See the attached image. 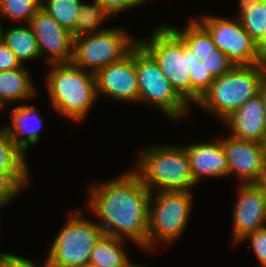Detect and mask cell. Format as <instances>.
<instances>
[{"label":"cell","mask_w":266,"mask_h":267,"mask_svg":"<svg viewBox=\"0 0 266 267\" xmlns=\"http://www.w3.org/2000/svg\"><path fill=\"white\" fill-rule=\"evenodd\" d=\"M123 239L103 235L91 251L89 264L96 267H127L132 261L123 249Z\"/></svg>","instance_id":"cell-21"},{"label":"cell","mask_w":266,"mask_h":267,"mask_svg":"<svg viewBox=\"0 0 266 267\" xmlns=\"http://www.w3.org/2000/svg\"><path fill=\"white\" fill-rule=\"evenodd\" d=\"M87 206L104 235L131 240L148 250V204L151 191L131 168L104 183L90 186ZM126 237V238H125ZM125 238V239H124Z\"/></svg>","instance_id":"cell-1"},{"label":"cell","mask_w":266,"mask_h":267,"mask_svg":"<svg viewBox=\"0 0 266 267\" xmlns=\"http://www.w3.org/2000/svg\"><path fill=\"white\" fill-rule=\"evenodd\" d=\"M48 65L45 85L55 111L78 122L87 118L98 98L95 74L72 62Z\"/></svg>","instance_id":"cell-2"},{"label":"cell","mask_w":266,"mask_h":267,"mask_svg":"<svg viewBox=\"0 0 266 267\" xmlns=\"http://www.w3.org/2000/svg\"><path fill=\"white\" fill-rule=\"evenodd\" d=\"M257 50L261 62L266 64V31L262 39L257 43Z\"/></svg>","instance_id":"cell-32"},{"label":"cell","mask_w":266,"mask_h":267,"mask_svg":"<svg viewBox=\"0 0 266 267\" xmlns=\"http://www.w3.org/2000/svg\"><path fill=\"white\" fill-rule=\"evenodd\" d=\"M30 171H0V203L9 205L28 185Z\"/></svg>","instance_id":"cell-26"},{"label":"cell","mask_w":266,"mask_h":267,"mask_svg":"<svg viewBox=\"0 0 266 267\" xmlns=\"http://www.w3.org/2000/svg\"><path fill=\"white\" fill-rule=\"evenodd\" d=\"M138 43L156 60L176 92L191 105L188 46L183 38L169 24H161L148 39H138Z\"/></svg>","instance_id":"cell-7"},{"label":"cell","mask_w":266,"mask_h":267,"mask_svg":"<svg viewBox=\"0 0 266 267\" xmlns=\"http://www.w3.org/2000/svg\"><path fill=\"white\" fill-rule=\"evenodd\" d=\"M21 62L13 52L3 43H0V71H9L20 68Z\"/></svg>","instance_id":"cell-31"},{"label":"cell","mask_w":266,"mask_h":267,"mask_svg":"<svg viewBox=\"0 0 266 267\" xmlns=\"http://www.w3.org/2000/svg\"><path fill=\"white\" fill-rule=\"evenodd\" d=\"M44 267V264H40ZM38 262L11 253L0 254V267H41Z\"/></svg>","instance_id":"cell-30"},{"label":"cell","mask_w":266,"mask_h":267,"mask_svg":"<svg viewBox=\"0 0 266 267\" xmlns=\"http://www.w3.org/2000/svg\"><path fill=\"white\" fill-rule=\"evenodd\" d=\"M260 93L262 94L263 110L266 118V82L262 85Z\"/></svg>","instance_id":"cell-34"},{"label":"cell","mask_w":266,"mask_h":267,"mask_svg":"<svg viewBox=\"0 0 266 267\" xmlns=\"http://www.w3.org/2000/svg\"><path fill=\"white\" fill-rule=\"evenodd\" d=\"M238 184L239 191L232 218V240L235 244L248 234L266 226L265 183Z\"/></svg>","instance_id":"cell-13"},{"label":"cell","mask_w":266,"mask_h":267,"mask_svg":"<svg viewBox=\"0 0 266 267\" xmlns=\"http://www.w3.org/2000/svg\"><path fill=\"white\" fill-rule=\"evenodd\" d=\"M6 205H4V204H2V203H0V208H3V207H5ZM1 222V221H0ZM4 252H1L0 251V254H3Z\"/></svg>","instance_id":"cell-41"},{"label":"cell","mask_w":266,"mask_h":267,"mask_svg":"<svg viewBox=\"0 0 266 267\" xmlns=\"http://www.w3.org/2000/svg\"><path fill=\"white\" fill-rule=\"evenodd\" d=\"M4 30L3 43L13 52L22 65L33 59H41L37 40L29 24H19Z\"/></svg>","instance_id":"cell-20"},{"label":"cell","mask_w":266,"mask_h":267,"mask_svg":"<svg viewBox=\"0 0 266 267\" xmlns=\"http://www.w3.org/2000/svg\"><path fill=\"white\" fill-rule=\"evenodd\" d=\"M222 123L230 129V136L266 145V118L262 94L248 99Z\"/></svg>","instance_id":"cell-16"},{"label":"cell","mask_w":266,"mask_h":267,"mask_svg":"<svg viewBox=\"0 0 266 267\" xmlns=\"http://www.w3.org/2000/svg\"><path fill=\"white\" fill-rule=\"evenodd\" d=\"M6 108L3 106V104L0 102V111L5 110Z\"/></svg>","instance_id":"cell-40"},{"label":"cell","mask_w":266,"mask_h":267,"mask_svg":"<svg viewBox=\"0 0 266 267\" xmlns=\"http://www.w3.org/2000/svg\"><path fill=\"white\" fill-rule=\"evenodd\" d=\"M237 18L241 20L244 29L252 39L258 43L266 31V19L262 2L244 8V13Z\"/></svg>","instance_id":"cell-27"},{"label":"cell","mask_w":266,"mask_h":267,"mask_svg":"<svg viewBox=\"0 0 266 267\" xmlns=\"http://www.w3.org/2000/svg\"><path fill=\"white\" fill-rule=\"evenodd\" d=\"M265 82V64L235 65L230 71L214 79L210 89L196 105L218 116L223 122L248 99L259 94Z\"/></svg>","instance_id":"cell-5"},{"label":"cell","mask_w":266,"mask_h":267,"mask_svg":"<svg viewBox=\"0 0 266 267\" xmlns=\"http://www.w3.org/2000/svg\"><path fill=\"white\" fill-rule=\"evenodd\" d=\"M82 2L83 0H47L41 8L71 33Z\"/></svg>","instance_id":"cell-24"},{"label":"cell","mask_w":266,"mask_h":267,"mask_svg":"<svg viewBox=\"0 0 266 267\" xmlns=\"http://www.w3.org/2000/svg\"><path fill=\"white\" fill-rule=\"evenodd\" d=\"M262 0H239L238 4V14L236 15L239 17L242 13H244V8H249L251 5L261 2Z\"/></svg>","instance_id":"cell-33"},{"label":"cell","mask_w":266,"mask_h":267,"mask_svg":"<svg viewBox=\"0 0 266 267\" xmlns=\"http://www.w3.org/2000/svg\"><path fill=\"white\" fill-rule=\"evenodd\" d=\"M188 46V66L191 79V104H196L210 89L214 79L230 71L235 65L220 51L208 30L190 18L182 30L170 25Z\"/></svg>","instance_id":"cell-4"},{"label":"cell","mask_w":266,"mask_h":267,"mask_svg":"<svg viewBox=\"0 0 266 267\" xmlns=\"http://www.w3.org/2000/svg\"><path fill=\"white\" fill-rule=\"evenodd\" d=\"M263 4V9H264V14H265V19H266V0L261 1Z\"/></svg>","instance_id":"cell-37"},{"label":"cell","mask_w":266,"mask_h":267,"mask_svg":"<svg viewBox=\"0 0 266 267\" xmlns=\"http://www.w3.org/2000/svg\"><path fill=\"white\" fill-rule=\"evenodd\" d=\"M39 112L34 105H18L9 110L12 124L3 126L25 156L29 147L37 145L41 139L39 132L44 128V118Z\"/></svg>","instance_id":"cell-18"},{"label":"cell","mask_w":266,"mask_h":267,"mask_svg":"<svg viewBox=\"0 0 266 267\" xmlns=\"http://www.w3.org/2000/svg\"><path fill=\"white\" fill-rule=\"evenodd\" d=\"M125 29L108 28L103 32L73 39L72 63L96 74L111 63L122 60L138 44Z\"/></svg>","instance_id":"cell-10"},{"label":"cell","mask_w":266,"mask_h":267,"mask_svg":"<svg viewBox=\"0 0 266 267\" xmlns=\"http://www.w3.org/2000/svg\"><path fill=\"white\" fill-rule=\"evenodd\" d=\"M211 34L215 46L224 52L234 65L263 64L257 43L244 29L239 18L205 16L198 20Z\"/></svg>","instance_id":"cell-11"},{"label":"cell","mask_w":266,"mask_h":267,"mask_svg":"<svg viewBox=\"0 0 266 267\" xmlns=\"http://www.w3.org/2000/svg\"><path fill=\"white\" fill-rule=\"evenodd\" d=\"M228 161V176H237L241 184L266 182V145L228 135L221 138Z\"/></svg>","instance_id":"cell-12"},{"label":"cell","mask_w":266,"mask_h":267,"mask_svg":"<svg viewBox=\"0 0 266 267\" xmlns=\"http://www.w3.org/2000/svg\"><path fill=\"white\" fill-rule=\"evenodd\" d=\"M80 267H96V266L91 265V264H86V265H83V266H80Z\"/></svg>","instance_id":"cell-39"},{"label":"cell","mask_w":266,"mask_h":267,"mask_svg":"<svg viewBox=\"0 0 266 267\" xmlns=\"http://www.w3.org/2000/svg\"><path fill=\"white\" fill-rule=\"evenodd\" d=\"M139 154L132 169L151 192L191 191L197 184L184 145L150 144Z\"/></svg>","instance_id":"cell-3"},{"label":"cell","mask_w":266,"mask_h":267,"mask_svg":"<svg viewBox=\"0 0 266 267\" xmlns=\"http://www.w3.org/2000/svg\"><path fill=\"white\" fill-rule=\"evenodd\" d=\"M40 6H42L47 0H35Z\"/></svg>","instance_id":"cell-38"},{"label":"cell","mask_w":266,"mask_h":267,"mask_svg":"<svg viewBox=\"0 0 266 267\" xmlns=\"http://www.w3.org/2000/svg\"><path fill=\"white\" fill-rule=\"evenodd\" d=\"M135 68L139 103L154 104L174 122L188 114L190 105L176 92L156 60L139 43L135 46Z\"/></svg>","instance_id":"cell-9"},{"label":"cell","mask_w":266,"mask_h":267,"mask_svg":"<svg viewBox=\"0 0 266 267\" xmlns=\"http://www.w3.org/2000/svg\"><path fill=\"white\" fill-rule=\"evenodd\" d=\"M37 40L41 58L48 64L69 63L73 57V38L42 8L29 22Z\"/></svg>","instance_id":"cell-15"},{"label":"cell","mask_w":266,"mask_h":267,"mask_svg":"<svg viewBox=\"0 0 266 267\" xmlns=\"http://www.w3.org/2000/svg\"><path fill=\"white\" fill-rule=\"evenodd\" d=\"M0 171H30L25 154L4 127H0Z\"/></svg>","instance_id":"cell-23"},{"label":"cell","mask_w":266,"mask_h":267,"mask_svg":"<svg viewBox=\"0 0 266 267\" xmlns=\"http://www.w3.org/2000/svg\"><path fill=\"white\" fill-rule=\"evenodd\" d=\"M188 144H185L184 148L188 154L191 174L196 183L204 177L224 178L228 176V161L221 138L215 142Z\"/></svg>","instance_id":"cell-17"},{"label":"cell","mask_w":266,"mask_h":267,"mask_svg":"<svg viewBox=\"0 0 266 267\" xmlns=\"http://www.w3.org/2000/svg\"><path fill=\"white\" fill-rule=\"evenodd\" d=\"M40 9V4L35 0H0V18L10 19L16 24H29Z\"/></svg>","instance_id":"cell-25"},{"label":"cell","mask_w":266,"mask_h":267,"mask_svg":"<svg viewBox=\"0 0 266 267\" xmlns=\"http://www.w3.org/2000/svg\"><path fill=\"white\" fill-rule=\"evenodd\" d=\"M0 71V102L6 108L8 103L17 101H30L37 94L32 76L27 67Z\"/></svg>","instance_id":"cell-19"},{"label":"cell","mask_w":266,"mask_h":267,"mask_svg":"<svg viewBox=\"0 0 266 267\" xmlns=\"http://www.w3.org/2000/svg\"><path fill=\"white\" fill-rule=\"evenodd\" d=\"M109 18V13L97 0H94L92 4L82 2L76 25L71 32L72 38L103 32L106 29H101L102 22L107 21L106 19Z\"/></svg>","instance_id":"cell-22"},{"label":"cell","mask_w":266,"mask_h":267,"mask_svg":"<svg viewBox=\"0 0 266 267\" xmlns=\"http://www.w3.org/2000/svg\"><path fill=\"white\" fill-rule=\"evenodd\" d=\"M1 23L2 22L0 21V43L3 42V32H4V26Z\"/></svg>","instance_id":"cell-35"},{"label":"cell","mask_w":266,"mask_h":267,"mask_svg":"<svg viewBox=\"0 0 266 267\" xmlns=\"http://www.w3.org/2000/svg\"><path fill=\"white\" fill-rule=\"evenodd\" d=\"M95 77L97 96L105 95L122 103H139L135 47L122 60L100 69Z\"/></svg>","instance_id":"cell-14"},{"label":"cell","mask_w":266,"mask_h":267,"mask_svg":"<svg viewBox=\"0 0 266 267\" xmlns=\"http://www.w3.org/2000/svg\"><path fill=\"white\" fill-rule=\"evenodd\" d=\"M111 17L145 3L146 0H97Z\"/></svg>","instance_id":"cell-29"},{"label":"cell","mask_w":266,"mask_h":267,"mask_svg":"<svg viewBox=\"0 0 266 267\" xmlns=\"http://www.w3.org/2000/svg\"><path fill=\"white\" fill-rule=\"evenodd\" d=\"M67 217L50 246L44 267H80L89 264L91 251L104 235L102 227L84 218L80 210L71 212Z\"/></svg>","instance_id":"cell-6"},{"label":"cell","mask_w":266,"mask_h":267,"mask_svg":"<svg viewBox=\"0 0 266 267\" xmlns=\"http://www.w3.org/2000/svg\"><path fill=\"white\" fill-rule=\"evenodd\" d=\"M127 267H145L143 265H140V264H133L132 262L127 266Z\"/></svg>","instance_id":"cell-36"},{"label":"cell","mask_w":266,"mask_h":267,"mask_svg":"<svg viewBox=\"0 0 266 267\" xmlns=\"http://www.w3.org/2000/svg\"><path fill=\"white\" fill-rule=\"evenodd\" d=\"M191 191L151 192L148 204V251L170 245L186 230L193 198ZM162 243V244H161Z\"/></svg>","instance_id":"cell-8"},{"label":"cell","mask_w":266,"mask_h":267,"mask_svg":"<svg viewBox=\"0 0 266 267\" xmlns=\"http://www.w3.org/2000/svg\"><path fill=\"white\" fill-rule=\"evenodd\" d=\"M250 240V245L259 261V267H266V226L245 236L240 242Z\"/></svg>","instance_id":"cell-28"}]
</instances>
